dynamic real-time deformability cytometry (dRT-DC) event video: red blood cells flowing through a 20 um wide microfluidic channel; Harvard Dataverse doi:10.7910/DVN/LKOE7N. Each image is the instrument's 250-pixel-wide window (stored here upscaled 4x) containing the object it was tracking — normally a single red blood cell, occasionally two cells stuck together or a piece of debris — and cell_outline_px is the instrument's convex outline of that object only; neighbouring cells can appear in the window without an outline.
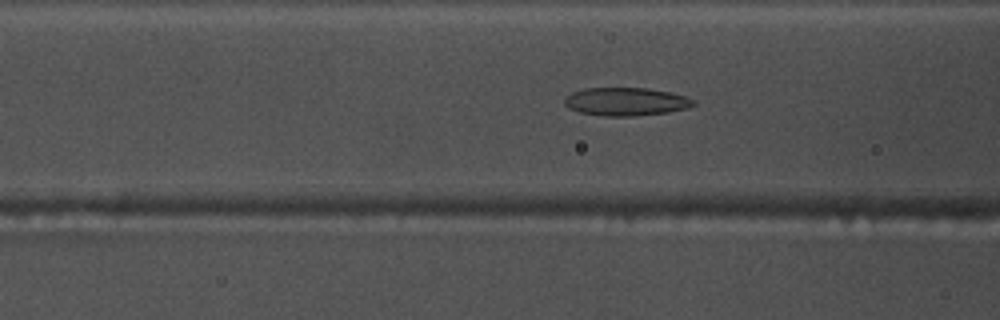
{"species": "common noctule bat (a hibernating species)", "species_latin": "Nyctalus noctula", "temperature_condition": "warm", "stored_images_in_passage": 41, "camera_frame_rate_fps": 3000, "um_per_image_px": 0.085, "animal": {"sex": "male", "body_mass_g": 17.5, "forearm_length_mm": 52.3}, "frame": {"image": 1, "passage_image": 8, "time_ms": 2.333, "image_size_px": [1000, 320], "cell_outline_px": [[696, 104], [688, 108], [668, 112], [632, 116], [604, 116], [580, 112], [568, 108], [564, 104], [564, 100], [572, 92], [584, 88], [648, 88], [668, 92], [684, 96], [696, 100]], "centroid_in_image_um": [53.21, 8.64], "position_along_channel_um": 113.4, "area_um2": 21.1}}
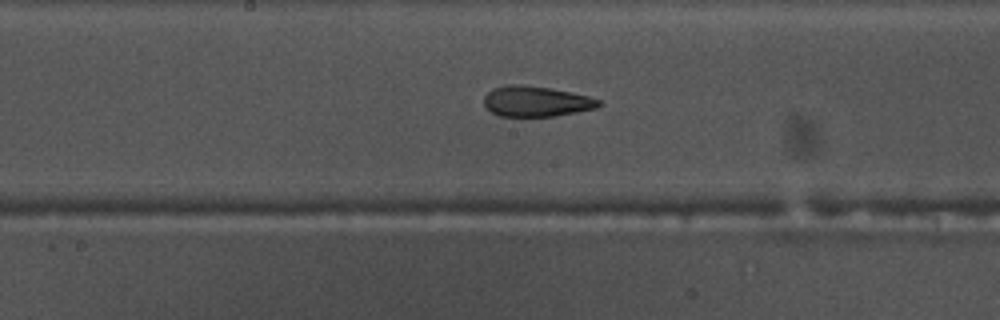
{"frame": {"image": 2, "passage_image": 15, "time_ms": 4.667, "image_size_px": [1000, 320], "cell_outline_px": [[604, 104], [596, 108], [556, 116], [500, 116], [492, 112], [484, 104], [484, 96], [492, 88], [508, 84], [524, 84], [552, 88], [588, 96], [600, 100]], "centroid_in_image_um": [45.58, 8.6], "position_along_channel_um": 202.6, "area_um2": 20.52}}
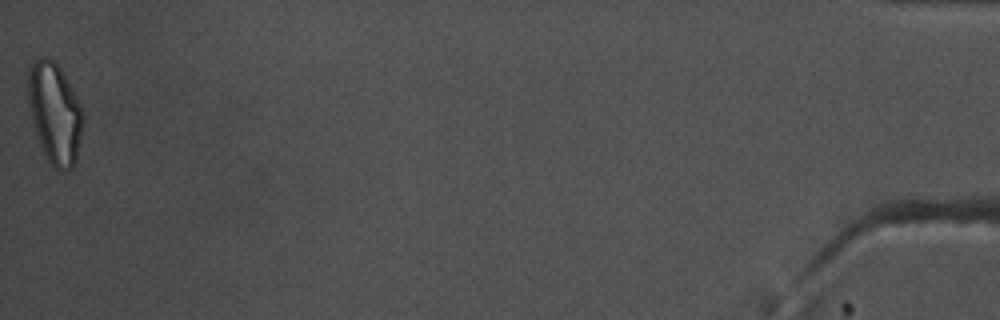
{"frame": {"image": 3, "passage_image": 41, "time_ms": 13.333, "image_size_px": [1000, 320], "cell_outline_px": [[84, 124], [76, 160], [72, 168], [60, 172], [48, 160], [44, 152], [36, 132], [28, 104], [28, 72], [32, 64], [40, 56], [48, 56], [60, 68], [76, 96], [84, 112]], "centroid_in_image_um": [4.68, 9.61], "position_along_channel_um": 430.5, "area_um2": 32.08}, "authors_computed_cell_mechanics": {"area_um2": 21.675, "velocity_mm_per_s": 3.8338, "shape_relaxation_time_tau1_ms": null, "shape_relaxation_time_tau2_ms": 2.4828, "deformation_change_tau1": null, "deformation_change_tau2": 0.1091}}